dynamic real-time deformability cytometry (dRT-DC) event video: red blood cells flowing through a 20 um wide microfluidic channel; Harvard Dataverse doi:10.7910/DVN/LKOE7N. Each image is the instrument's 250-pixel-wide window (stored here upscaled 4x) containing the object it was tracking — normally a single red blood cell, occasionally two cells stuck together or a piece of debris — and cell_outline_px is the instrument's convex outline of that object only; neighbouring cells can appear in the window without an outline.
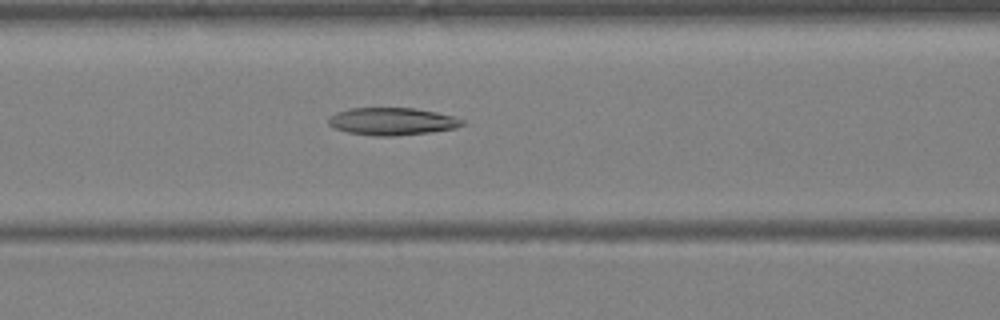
{"species": "Egyptian fruit bat (a non-hibernating species)", "species_latin": "Rousettus aegyptiacus", "temperature_condition": "warm", "stored_images_in_passage": 38, "camera_frame_rate_fps": 3000, "um_per_image_px": 0.085, "animal": {"sex": "female"}, "frame": {"image": 1, "passage_image": 15, "time_ms": 4.667, "image_size_px": [1000, 320], "cell_outline_px": [[464, 124], [456, 128], [428, 132], [396, 136], [372, 136], [348, 132], [332, 128], [328, 124], [328, 116], [336, 112], [352, 108], [416, 108], [436, 112], [452, 116], [464, 120]], "centroid_in_image_um": [33.28, 10.32], "position_along_channel_um": 133.3, "area_um2": 21.5}}
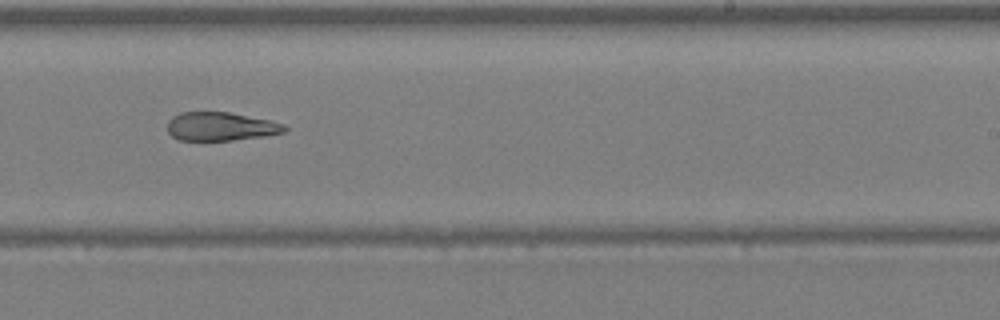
{"frame": {"image": 2, "passage_image": 23, "time_ms": 7.333, "image_size_px": [1000, 320], "cell_outline_px": [[288, 128], [284, 132], [260, 136], [232, 140], [180, 140], [172, 136], [168, 132], [168, 120], [172, 116], [180, 112], [228, 112], [268, 120], [284, 124]], "centroid_in_image_um": [18.71, 10.74], "position_along_channel_um": 270.3, "area_um2": 19.25}}
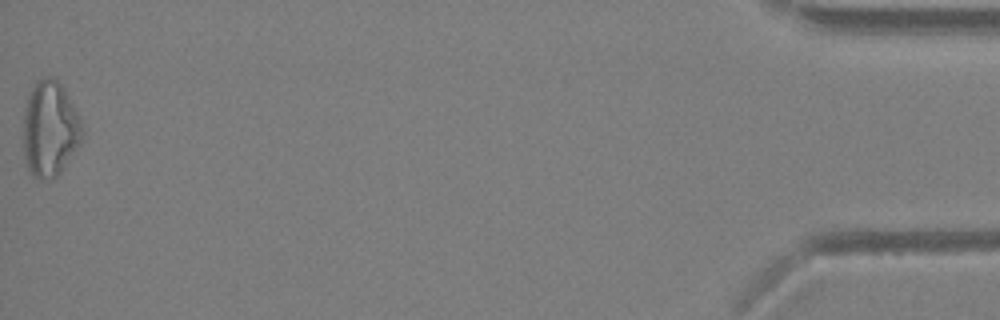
{"frame": {"image": 3, "passage_image": 38, "time_ms": 12.333, "image_size_px": [1000, 320], "cell_outline_px": [[84, 132], [80, 144], [60, 172], [56, 176], [40, 180], [32, 176], [28, 168], [24, 156], [24, 108], [28, 96], [32, 88], [44, 76], [52, 76], [64, 88], [80, 120]], "centroid_in_image_um": [4.24, 10.97], "position_along_channel_um": 431.0, "area_um2": 32.48}}